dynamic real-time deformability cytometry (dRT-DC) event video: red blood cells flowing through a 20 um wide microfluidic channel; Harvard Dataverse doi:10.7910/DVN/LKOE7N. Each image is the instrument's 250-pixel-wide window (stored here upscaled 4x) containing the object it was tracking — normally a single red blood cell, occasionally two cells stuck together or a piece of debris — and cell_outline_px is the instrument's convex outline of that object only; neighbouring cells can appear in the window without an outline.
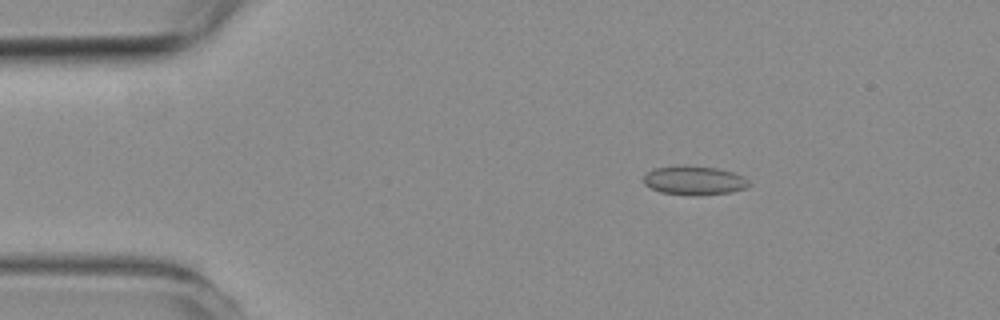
{"species": "common noctule bat (a hibernating species)", "species_latin": "Nyctalus noctula", "temperature_condition": "room temperature", "stored_images_in_passage": 6, "camera_frame_rate_fps": 3000, "um_per_image_px": 0.085, "animal": {"sex": "female", "body_mass_g": 19.3, "forearm_length_mm": 54.1}, "frame": {"image": 1, "passage_image": 4, "time_ms": 1.0, "image_size_px": [1000, 320], "cell_outline_px": [[752, 184], [744, 188], [732, 192], [696, 196], [692, 196], [660, 192], [644, 184], [644, 172], [652, 168], [684, 164], [716, 168], [732, 172], [744, 176]], "centroid_in_image_um": [58.98, 15.33], "position_along_channel_um": 26.0, "area_um2": 18.21}}